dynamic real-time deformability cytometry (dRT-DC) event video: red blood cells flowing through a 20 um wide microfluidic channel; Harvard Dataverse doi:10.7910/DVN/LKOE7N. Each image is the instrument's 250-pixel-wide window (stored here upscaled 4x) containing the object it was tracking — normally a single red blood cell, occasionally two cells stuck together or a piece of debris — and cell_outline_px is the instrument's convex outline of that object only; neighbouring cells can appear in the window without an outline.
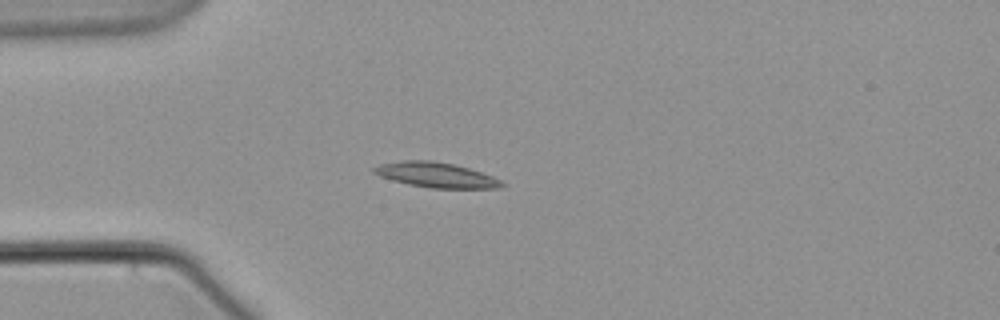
{"species": "common noctule bat (a hibernating species)", "species_latin": "Nyctalus noctula", "temperature_condition": "warm", "stored_images_in_passage": 4, "camera_frame_rate_fps": 3000, "um_per_image_px": 0.085, "animal": {"sex": "male", "body_mass_g": 21.5, "forearm_length_mm": 52.0}, "frame": {"image": 1, "passage_image": 3, "time_ms": 4.333, "image_size_px": [1000, 320], "cell_outline_px": [[508, 184], [504, 188], [432, 188], [408, 184], [392, 180], [380, 176], [372, 172], [372, 168], [380, 164], [400, 160], [432, 160], [452, 164], [468, 168], [492, 176]], "centroid_in_image_um": [37.07, 14.87], "position_along_channel_um": 47.9, "area_um2": 18.73}}